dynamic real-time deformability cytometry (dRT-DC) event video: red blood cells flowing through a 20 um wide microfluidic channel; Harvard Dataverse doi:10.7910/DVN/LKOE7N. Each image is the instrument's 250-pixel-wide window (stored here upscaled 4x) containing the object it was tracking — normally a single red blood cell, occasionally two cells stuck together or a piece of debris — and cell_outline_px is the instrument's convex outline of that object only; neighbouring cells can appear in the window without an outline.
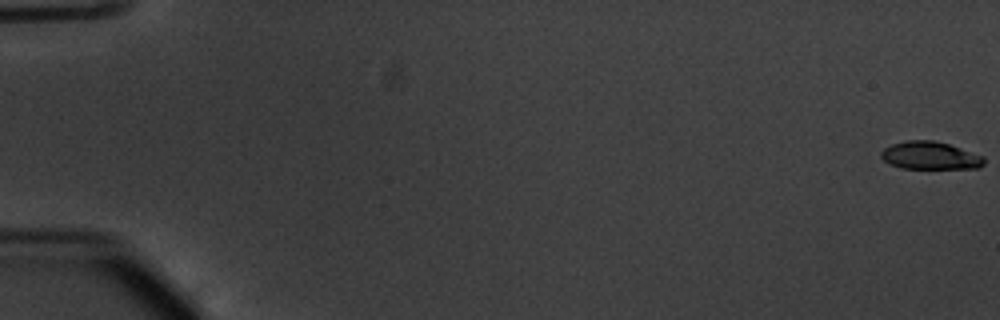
{"species": "common noctule bat (a hibernating species)", "species_latin": "Nyctalus noctula", "temperature_condition": "warm", "stored_images_in_passage": 55, "camera_frame_rate_fps": 3000, "um_per_image_px": 0.085, "animal": {"sex": "male", "body_mass_g": 20.1, "forearm_length_mm": 53.5}, "frame": {"image": 1, "passage_image": 1, "time_ms": 0.0, "image_size_px": [1000, 320], "cell_outline_px": [[984, 164], [980, 168], [900, 168], [888, 164], [880, 156], [880, 152], [884, 148], [892, 144], [904, 140], [932, 140], [948, 144], [984, 156]], "centroid_in_image_um": [79.03, 13.22], "position_along_channel_um": 6.0, "area_um2": 16.7}}
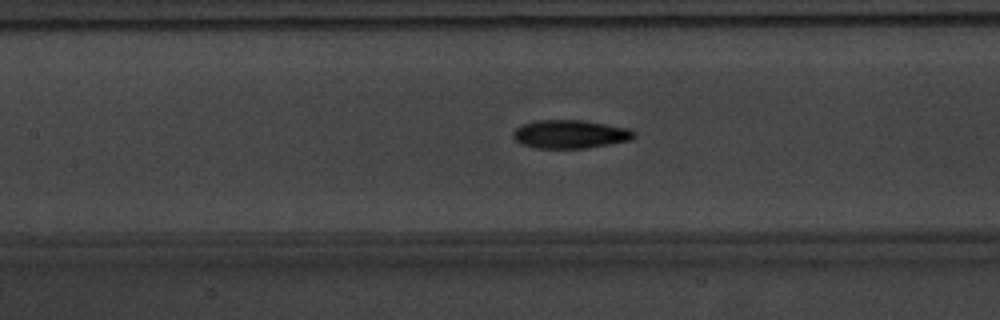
{"frame": {"image": 2, "passage_image": 27, "time_ms": 8.667, "image_size_px": [1000, 320], "cell_outline_px": [[636, 136], [628, 140], [608, 144], [584, 148], [536, 148], [520, 144], [512, 136], [512, 132], [516, 128], [532, 120], [584, 120], [632, 128], [636, 132]], "centroid_in_image_um": [48.46, 11.39], "position_along_channel_um": 158.9, "area_um2": 20.17}}
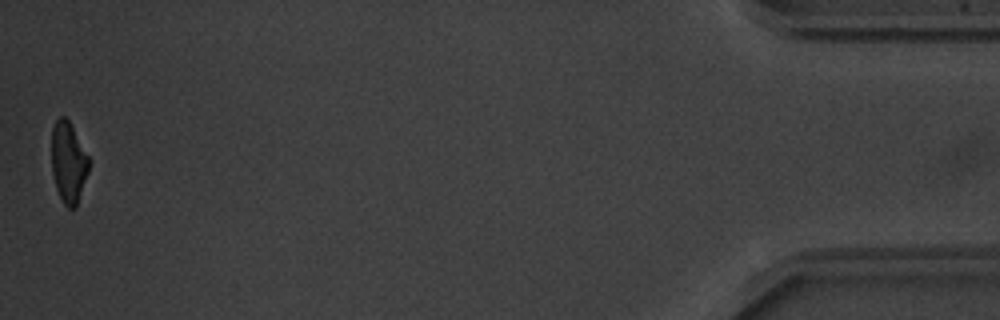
{"frame": {"image": 3, "passage_image": 55, "time_ms": 18.0, "image_size_px": [1000, 320], "cell_outline_px": [[88, 172], [76, 208], [68, 208], [64, 204], [56, 188], [52, 172], [52, 128], [56, 120], [60, 116], [64, 116], [68, 120], [88, 156]], "centroid_in_image_um": [5.8, 13.82], "position_along_channel_um": 429.4, "area_um2": 17.28}, "authors_computed_cell_mechanics": {"area_um2": 18.9006, "velocity_mm_per_s": 3.8183, "shape_relaxation_time_tau1_ms": 2.6025, "shape_relaxation_time_tau2_ms": 3.7647, "deformation_change_tau1": 0.151, "deformation_change_tau2": 0.0851}}